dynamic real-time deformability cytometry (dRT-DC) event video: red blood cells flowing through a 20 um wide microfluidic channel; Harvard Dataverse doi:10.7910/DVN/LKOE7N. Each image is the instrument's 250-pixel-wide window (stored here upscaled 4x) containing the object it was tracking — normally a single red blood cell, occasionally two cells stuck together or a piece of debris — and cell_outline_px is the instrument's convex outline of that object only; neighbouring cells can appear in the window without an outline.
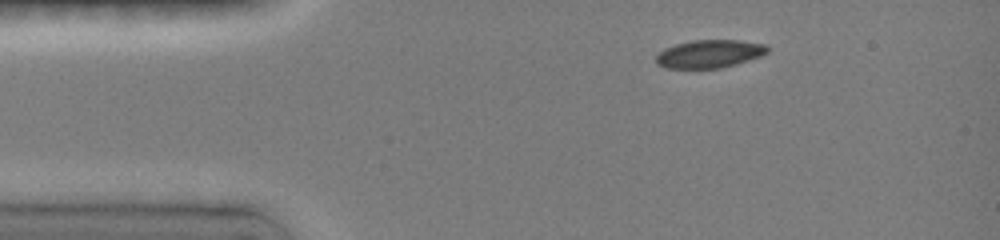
{"species": "common noctule bat (a hibernating species)", "species_latin": "Nyctalus noctula", "temperature_condition": "room temperature", "stored_images_in_passage": 6, "camera_frame_rate_fps": 3000, "um_per_image_px": 0.085, "animal": {"sex": "female", "body_mass_g": 19.0, "forearm_length_mm": 51.5}, "frame": {"image": 1, "passage_image": 1, "time_ms": 0.0, "image_size_px": [1000, 240], "cell_outline_px": [[768, 52], [760, 56], [736, 64], [720, 68], [668, 68], [656, 64], [656, 56], [660, 52], [676, 44], [696, 40], [736, 40], [764, 44], [768, 48]], "centroid_in_image_um": [60.31, 4.58], "position_along_channel_um": 24.7, "area_um2": 17.86}}
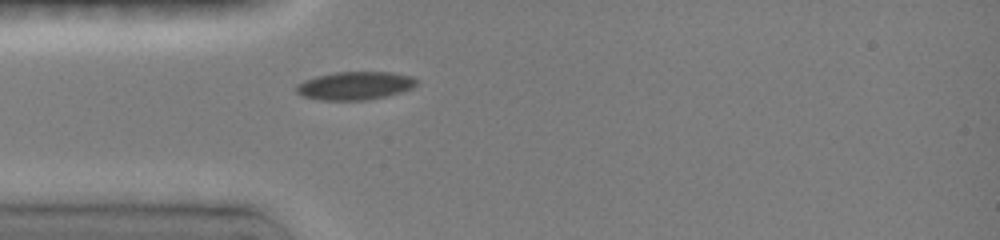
{"frame": {"image": 2, "passage_image": 6, "time_ms": 2.0, "image_size_px": [1000, 240], "cell_outline_px": [[416, 84], [412, 88], [400, 92], [384, 96], [364, 100], [324, 100], [304, 96], [296, 92], [296, 84], [304, 80], [316, 76], [336, 72], [388, 72], [408, 76], [416, 80]], "centroid_in_image_um": [30.12, 7.28], "position_along_channel_um": 54.9, "area_um2": 19.36}}